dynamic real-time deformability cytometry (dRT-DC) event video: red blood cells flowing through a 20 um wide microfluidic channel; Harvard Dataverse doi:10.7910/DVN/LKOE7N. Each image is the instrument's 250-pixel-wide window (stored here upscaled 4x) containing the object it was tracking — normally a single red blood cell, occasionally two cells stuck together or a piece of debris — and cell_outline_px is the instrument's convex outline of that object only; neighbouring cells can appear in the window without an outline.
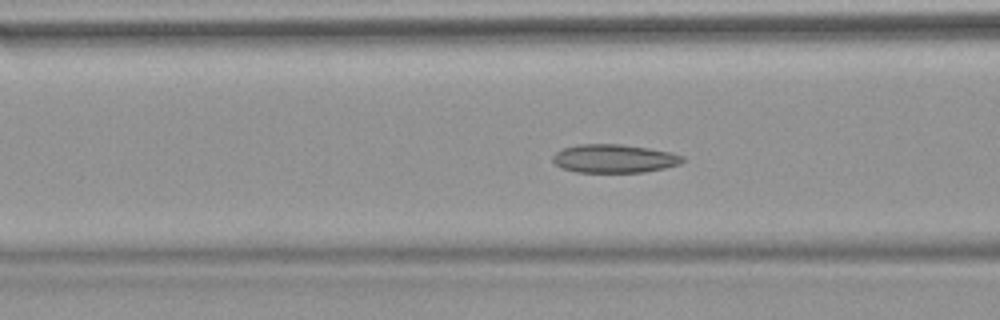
{"species": "common noctule bat (a hibernating species)", "species_latin": "Nyctalus noctula", "temperature_condition": "warm", "stored_images_in_passage": 38, "camera_frame_rate_fps": 3000, "um_per_image_px": 0.085, "animal": {"sex": "female", "body_mass_g": 18.4}, "frame": {"image": 1, "passage_image": 6, "time_ms": 1.667, "image_size_px": [1000, 320], "cell_outline_px": [[684, 160], [680, 164], [664, 168], [644, 172], [576, 172], [564, 168], [556, 164], [552, 160], [552, 156], [556, 152], [564, 148], [580, 144], [620, 144], [648, 148], [672, 152], [684, 156]], "centroid_in_image_um": [52.23, 13.47], "position_along_channel_um": 114.4, "area_um2": 21.44}}
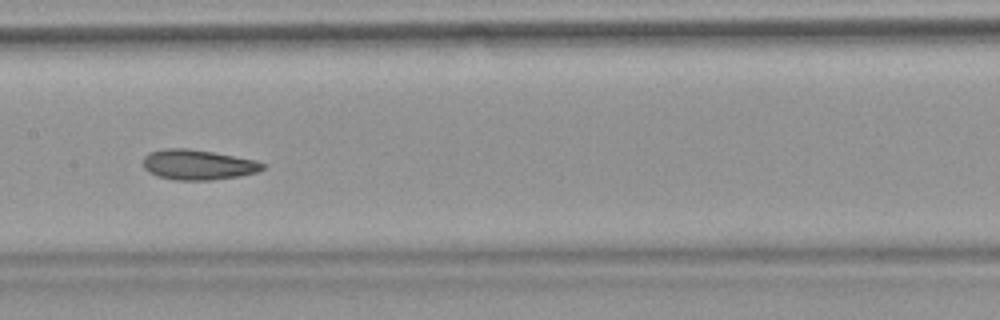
{"frame": {"image": 2, "passage_image": 12, "time_ms": 3.667, "image_size_px": [1000, 320], "cell_outline_px": [[264, 168], [256, 172], [236, 176], [212, 180], [176, 180], [156, 176], [148, 172], [144, 168], [144, 156], [148, 152], [164, 148], [188, 148], [212, 152], [256, 160], [264, 164]], "centroid_in_image_um": [16.77, 13.99], "position_along_channel_um": 190.6, "area_um2": 20.92}}
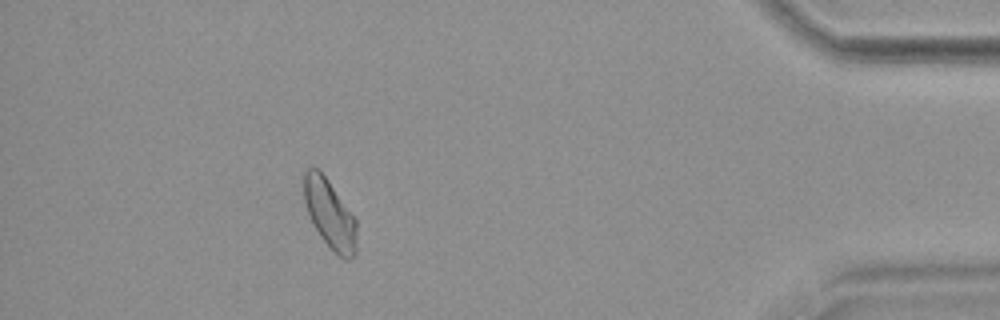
{"frame": {"image": 3, "passage_image": 33, "time_ms": 10.667, "image_size_px": [1000, 320], "cell_outline_px": [[356, 252], [348, 260], [344, 260], [320, 236], [308, 212], [304, 200], [304, 172], [308, 168], [320, 168], [356, 220]], "centroid_in_image_um": [28.03, 18.16], "position_along_channel_um": 407.2, "area_um2": 20.75}, "authors_computed_cell_mechanics": {"area_um2": 21.0392, "velocity_mm_per_s": 3.813, "shape_relaxation_time_tau1_ms": 6.1025, "shape_relaxation_time_tau2_ms": 2.5458, "deformation_change_tau1": 0.1094, "deformation_change_tau2": 0.0835}}